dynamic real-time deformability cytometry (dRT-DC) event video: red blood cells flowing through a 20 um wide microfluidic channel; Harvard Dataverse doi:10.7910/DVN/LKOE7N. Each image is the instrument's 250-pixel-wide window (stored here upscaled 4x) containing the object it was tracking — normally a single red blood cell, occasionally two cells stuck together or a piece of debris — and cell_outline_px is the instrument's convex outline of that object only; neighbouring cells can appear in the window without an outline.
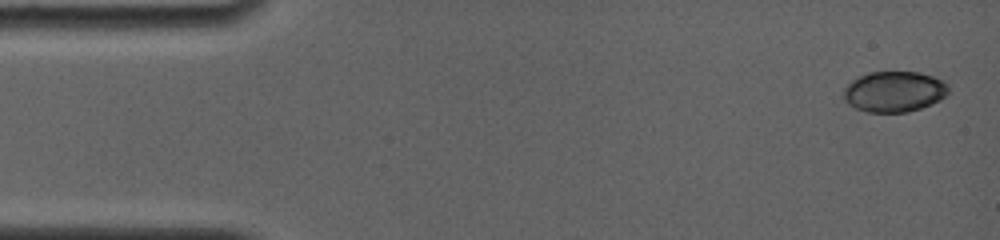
{"species": "common noctule bat (a hibernating species)", "species_latin": "Nyctalus noctula", "temperature_condition": "room temperature", "stored_images_in_passage": 27, "camera_frame_rate_fps": 4000, "um_per_image_px": 0.085, "animal": {"sex": "female", "body_mass_g": 19.0, "forearm_length_mm": 56.7}, "frame": {"image": 1, "passage_image": 1, "time_ms": 0.0, "image_size_px": [1000, 240], "cell_outline_px": [[948, 92], [940, 100], [920, 108], [908, 112], [868, 112], [856, 108], [848, 104], [844, 100], [844, 88], [852, 80], [868, 72], [920, 72], [932, 76], [948, 84]], "centroid_in_image_um": [75.99, 7.78], "position_along_channel_um": 9.0, "area_um2": 24.74}}
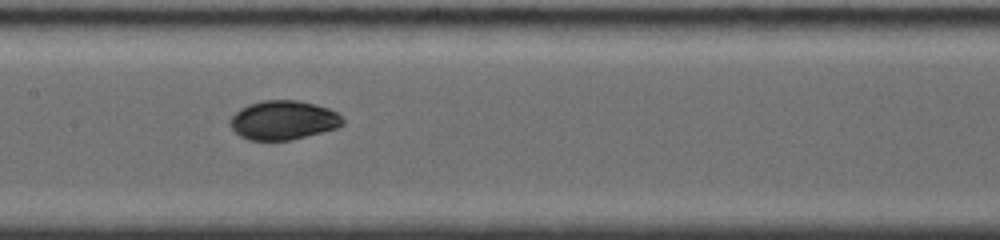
{"frame": {"image": 2, "passage_image": 15, "time_ms": 7.5, "image_size_px": [1000, 240], "cell_outline_px": [[344, 124], [336, 128], [292, 140], [248, 140], [240, 136], [228, 124], [228, 120], [240, 108], [248, 104], [264, 100], [296, 100], [316, 104], [328, 108], [336, 112], [344, 120]], "centroid_in_image_um": [24.06, 10.21], "position_along_channel_um": 183.3, "area_um2": 25.72}}
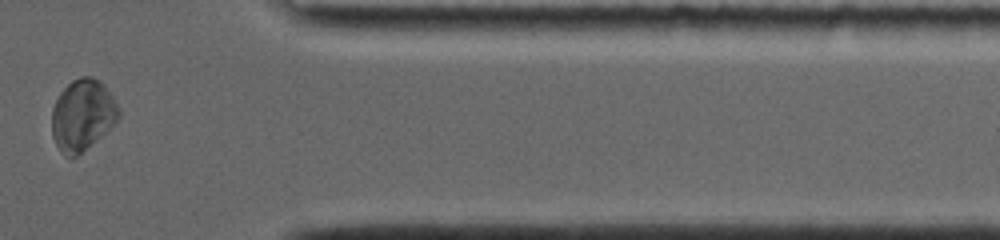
{"frame": {"image": 3, "passage_image": 25, "time_ms": 13.5, "image_size_px": [1000, 240], "cell_outline_px": [[120, 116], [100, 136], [76, 156], [64, 156], [60, 152], [52, 136], [52, 108], [60, 92], [72, 80], [80, 76], [92, 76], [100, 80], [104, 84], [120, 108]], "centroid_in_image_um": [6.99, 9.74], "position_along_channel_um": 404.4, "area_um2": 27.51}, "authors_computed_cell_mechanics": {"area_um2": 25.6054, "velocity_mm_per_s": 3.8487, "shape_relaxation_time_tau1_ms": 1.8121, "shape_relaxation_time_tau2_ms": 7.3507, "deformation_change_tau1": 0.095, "deformation_change_tau2": 0.0794}}